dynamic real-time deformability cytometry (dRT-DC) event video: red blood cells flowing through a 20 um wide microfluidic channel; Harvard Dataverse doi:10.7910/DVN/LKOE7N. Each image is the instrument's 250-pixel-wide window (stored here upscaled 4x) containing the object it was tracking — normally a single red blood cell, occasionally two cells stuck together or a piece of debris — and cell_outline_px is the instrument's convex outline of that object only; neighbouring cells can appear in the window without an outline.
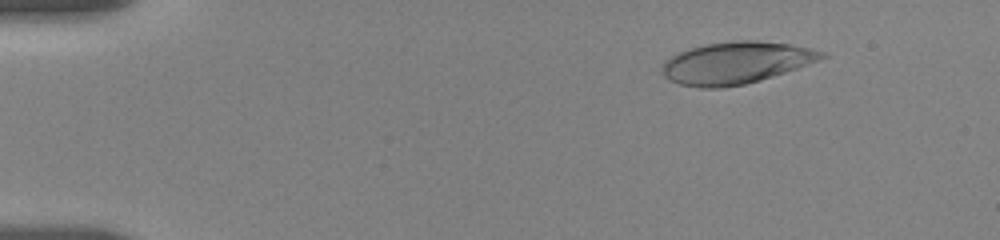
{"species": "human", "species_latin": "Homo sapiens", "temperature_condition": "room temperature", "stored_images_in_passage": 59, "camera_frame_rate_fps": 3000, "um_per_image_px": 0.085, "donor": {"sex": "female"}, "frame": {"image": 1, "passage_image": 9, "time_ms": 2.0, "image_size_px": [1000, 240], "cell_outline_px": [[828, 56], [796, 68], [760, 80], [744, 84], [720, 88], [700, 88], [680, 84], [664, 76], [660, 68], [672, 56], [680, 52], [692, 48], [708, 44], [736, 40], [756, 40], [788, 44], [828, 52]], "centroid_in_image_um": [62.57, 5.34], "position_along_channel_um": 22.4, "area_um2": 38.44}}
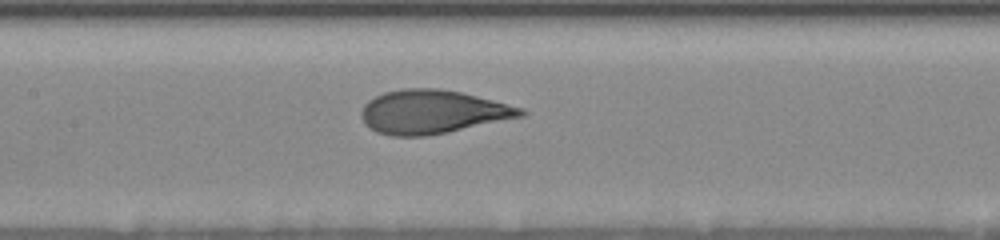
{"frame": {"image": 2, "passage_image": 37, "time_ms": 8.667, "image_size_px": [1000, 240], "cell_outline_px": [[528, 112], [524, 116], [448, 132], [424, 136], [388, 136], [376, 132], [368, 128], [364, 124], [360, 116], [360, 112], [364, 104], [368, 100], [384, 92], [404, 88], [440, 88], [460, 92], [524, 108]], "centroid_in_image_um": [36.72, 9.51], "position_along_channel_um": 170.7, "area_um2": 40.75}}
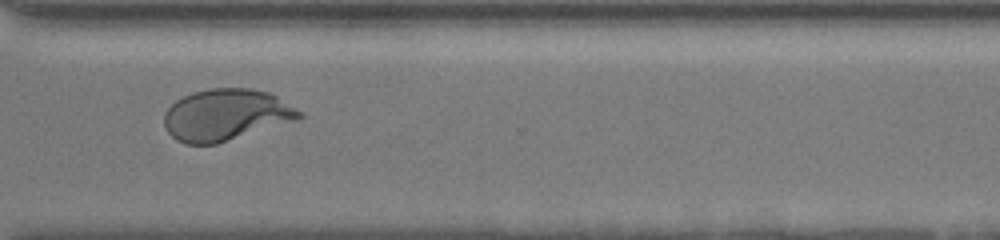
{"frame": {"image": 3, "passage_image": 58, "time_ms": 13.667, "image_size_px": [1000, 240], "cell_outline_px": [[304, 116], [296, 120], [216, 144], [184, 144], [176, 140], [168, 132], [164, 124], [164, 112], [176, 100], [192, 92], [208, 88], [248, 88], [268, 92], [276, 96], [304, 112]], "centroid_in_image_um": [19.2, 9.76], "position_along_channel_um": 351.4, "area_um2": 40.58}}